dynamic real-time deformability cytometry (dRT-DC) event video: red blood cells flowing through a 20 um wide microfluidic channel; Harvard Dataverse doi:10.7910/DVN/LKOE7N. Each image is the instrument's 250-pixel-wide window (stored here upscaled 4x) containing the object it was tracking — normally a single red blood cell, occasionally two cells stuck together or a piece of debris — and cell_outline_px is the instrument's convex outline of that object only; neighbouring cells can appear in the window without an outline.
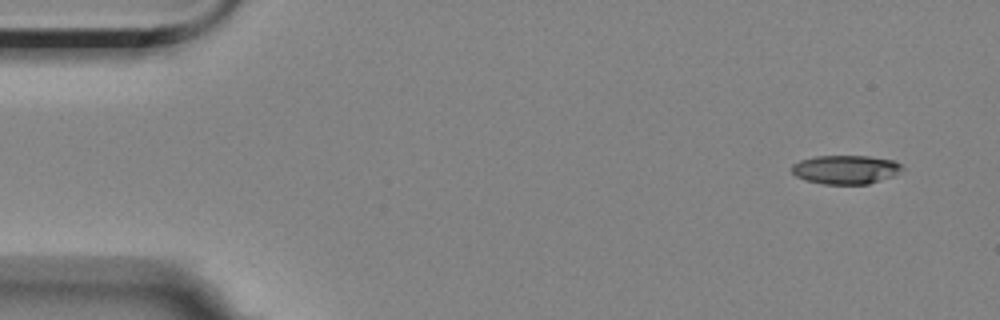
{"species": "Egyptian fruit bat (a non-hibernating species)", "species_latin": "Rousettus aegyptiacus", "temperature_condition": "room temperature", "stored_images_in_passage": 4, "camera_frame_rate_fps": 3000, "um_per_image_px": 0.085, "animal": {"sex": "female"}, "frame": {"image": 1, "passage_image": 1, "time_ms": 0.0, "image_size_px": [1000, 320], "cell_outline_px": [[904, 168], [892, 176], [868, 184], [824, 184], [804, 180], [796, 176], [792, 172], [792, 164], [800, 160], [816, 156], [868, 156], [896, 160]], "centroid_in_image_um": [71.87, 14.41], "position_along_channel_um": 13.1, "area_um2": 18.55}}
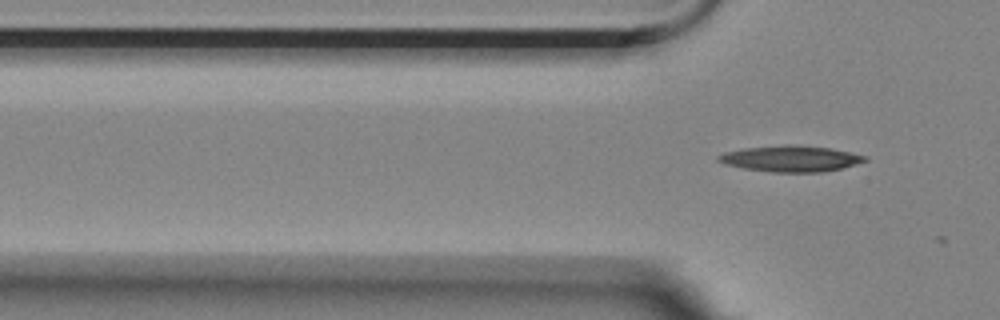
{"frame": {"image": 2, "passage_image": 4, "time_ms": 4.333, "image_size_px": [1000, 320], "cell_outline_px": [[868, 160], [856, 164], [824, 172], [772, 172], [744, 168], [724, 164], [716, 160], [716, 156], [724, 152], [744, 148], [784, 144], [796, 144], [832, 148], [868, 156]], "centroid_in_image_um": [67.21, 13.47], "position_along_channel_um": 58.6, "area_um2": 22.48}}